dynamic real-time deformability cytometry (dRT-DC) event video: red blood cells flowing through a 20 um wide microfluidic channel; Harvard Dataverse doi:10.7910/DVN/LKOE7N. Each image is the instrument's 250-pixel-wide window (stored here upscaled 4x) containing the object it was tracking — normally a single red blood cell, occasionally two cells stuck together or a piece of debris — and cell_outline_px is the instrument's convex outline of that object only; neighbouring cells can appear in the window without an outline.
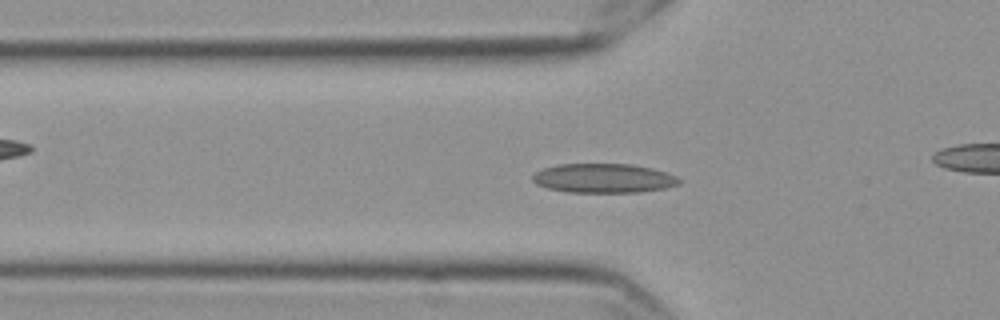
{"species": "Egyptian fruit bat (a non-hibernating species)", "species_latin": "Rousettus aegyptiacus", "temperature_condition": "cold", "stored_images_in_passage": 58, "camera_frame_rate_fps": 3000, "um_per_image_px": 0.085, "frame": {"image": 1, "passage_image": 19, "time_ms": 6.0, "image_size_px": [1000, 320], "cell_outline_px": [[680, 184], [664, 188], [640, 192], [568, 192], [548, 188], [536, 184], [532, 180], [532, 176], [536, 172], [544, 168], [556, 164], [632, 164], [652, 168], [676, 176], [680, 180]], "centroid_in_image_um": [51.29, 15.15], "position_along_channel_um": 74.5, "area_um2": 24.91}}
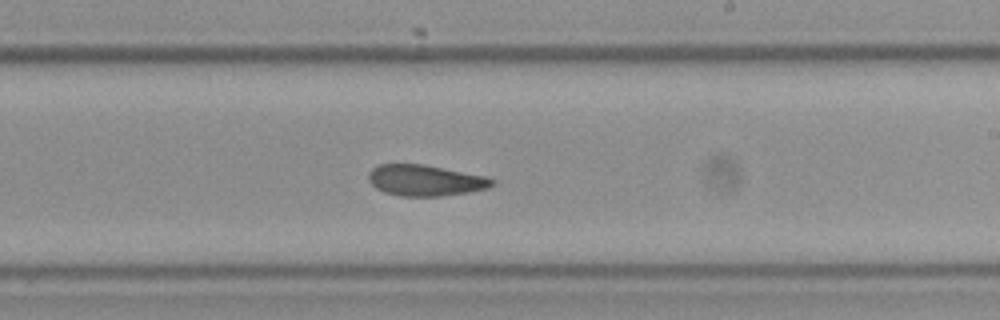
{"frame": {"image": 2, "passage_image": 34, "time_ms": 11.0, "image_size_px": [1000, 320], "cell_outline_px": [[496, 184], [488, 188], [468, 192], [440, 196], [400, 196], [384, 192], [376, 188], [368, 180], [368, 172], [376, 164], [424, 164], [488, 176]], "centroid_in_image_um": [36.14, 15.32], "position_along_channel_um": 252.9, "area_um2": 22.54}}
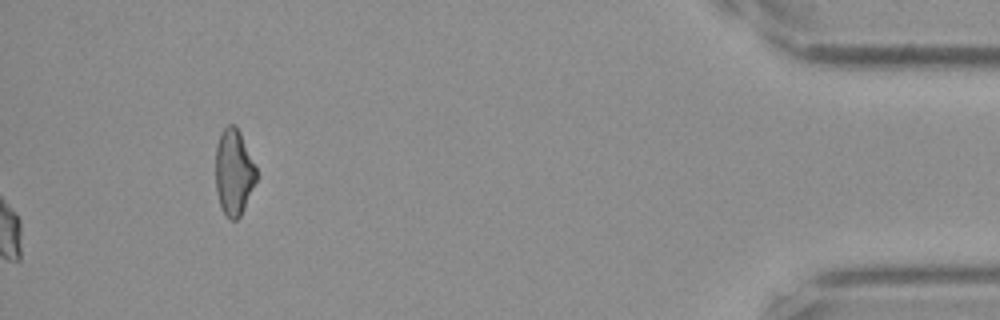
{"frame": {"image": 3, "passage_image": 58, "time_ms": 19.0, "image_size_px": [1000, 320], "cell_outline_px": [[256, 180], [244, 208], [240, 216], [236, 220], [228, 220], [220, 204], [216, 192], [216, 144], [220, 132], [228, 124], [236, 124], [240, 132], [256, 168]], "centroid_in_image_um": [19.85, 14.62], "position_along_channel_um": 415.3, "area_um2": 20.35}, "authors_computed_cell_mechanics": {"area_um2": 22.6865, "velocity_mm_per_s": 3.55, "shape_relaxation_time_tau1_ms": null, "shape_relaxation_time_tau2_ms": 6.4454, "deformation_change_tau1": null, "deformation_change_tau2": 0.1043}}